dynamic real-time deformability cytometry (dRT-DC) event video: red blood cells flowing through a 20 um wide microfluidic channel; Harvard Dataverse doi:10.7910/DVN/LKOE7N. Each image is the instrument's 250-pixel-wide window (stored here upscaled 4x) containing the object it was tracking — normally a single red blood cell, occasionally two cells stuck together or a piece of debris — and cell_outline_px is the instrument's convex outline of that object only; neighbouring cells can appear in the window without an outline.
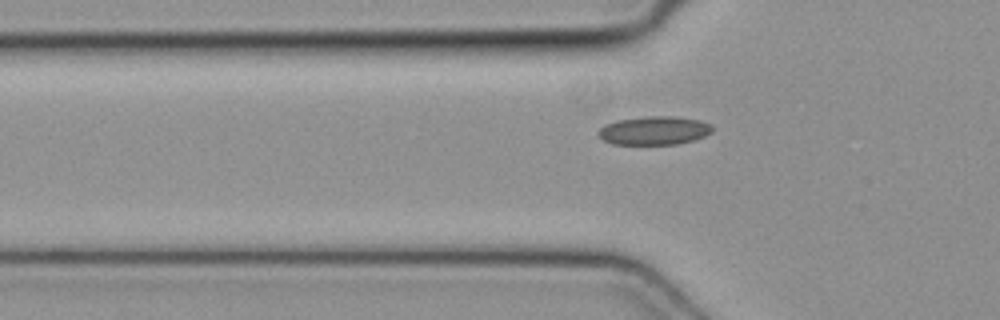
{"species": "common noctule bat (a hibernating species)", "species_latin": "Nyctalus noctula", "temperature_condition": "cold", "stored_images_in_passage": 36, "camera_frame_rate_fps": 3000, "um_per_image_px": 0.085, "animal": {"sex": "female", "body_mass_g": 19.3, "forearm_length_mm": 54.1}, "frame": {"image": 1, "passage_image": 3, "time_ms": 0.667, "image_size_px": [1000, 320], "cell_outline_px": [[712, 132], [704, 136], [692, 140], [676, 144], [612, 144], [604, 140], [596, 132], [604, 124], [616, 120], [648, 116], [676, 116], [700, 120], [712, 124]], "centroid_in_image_um": [55.6, 11.08], "position_along_channel_um": 70.2, "area_um2": 19.02}}
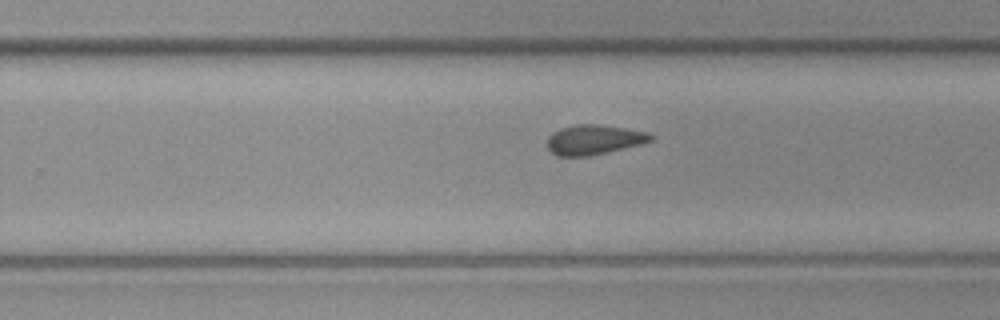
{"frame": {"image": 2, "passage_image": 18, "time_ms": 5.667, "image_size_px": [1000, 320], "cell_outline_px": [[656, 136], [652, 140], [640, 144], [608, 152], [588, 156], [556, 156], [548, 148], [548, 136], [552, 132], [560, 128], [576, 124], [596, 124], [624, 128], [648, 132]], "centroid_in_image_um": [50.48, 11.87], "position_along_channel_um": 279.3, "area_um2": 17.98}}
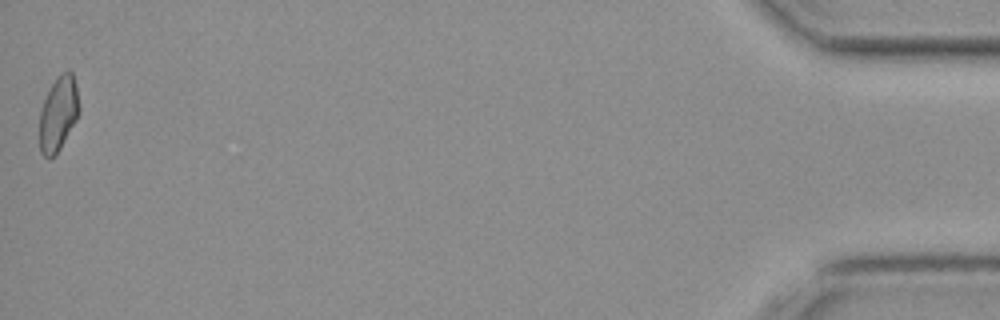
{"frame": {"image": 3, "passage_image": 36, "time_ms": 11.667, "image_size_px": [1000, 320], "cell_outline_px": [[80, 112], [76, 120], [56, 156], [44, 156], [40, 152], [40, 108], [52, 84], [60, 72], [68, 68], [72, 72], [76, 84], [80, 108]], "centroid_in_image_um": [4.98, 9.63], "position_along_channel_um": 430.2, "area_um2": 17.34}}